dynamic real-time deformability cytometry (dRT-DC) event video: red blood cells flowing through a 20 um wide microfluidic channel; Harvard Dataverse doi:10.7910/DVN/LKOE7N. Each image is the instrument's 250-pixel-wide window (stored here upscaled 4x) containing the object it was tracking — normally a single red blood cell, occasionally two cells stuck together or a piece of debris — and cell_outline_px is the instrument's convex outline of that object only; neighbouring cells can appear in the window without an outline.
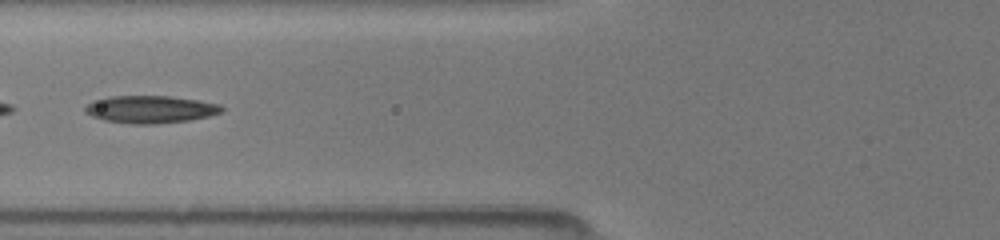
{"species": "common noctule bat (a hibernating species)", "species_latin": "Nyctalus noctula", "temperature_condition": "room temperature", "stored_images_in_passage": 22, "camera_frame_rate_fps": 3000, "um_per_image_px": 0.085, "animal": {"sex": "female", "body_mass_g": 19.5, "forearm_length_mm": 54.1}, "frame": {"image": 1, "passage_image": 21, "time_ms": 6.667, "image_size_px": [1000, 240], "cell_outline_px": [[224, 108], [220, 112], [208, 116], [188, 120], [156, 124], [132, 124], [104, 120], [92, 116], [84, 112], [84, 108], [92, 100], [108, 96], [168, 96], [196, 100], [220, 104]], "centroid_in_image_um": [12.73, 9.29], "position_along_channel_um": 113.1, "area_um2": 21.79}}